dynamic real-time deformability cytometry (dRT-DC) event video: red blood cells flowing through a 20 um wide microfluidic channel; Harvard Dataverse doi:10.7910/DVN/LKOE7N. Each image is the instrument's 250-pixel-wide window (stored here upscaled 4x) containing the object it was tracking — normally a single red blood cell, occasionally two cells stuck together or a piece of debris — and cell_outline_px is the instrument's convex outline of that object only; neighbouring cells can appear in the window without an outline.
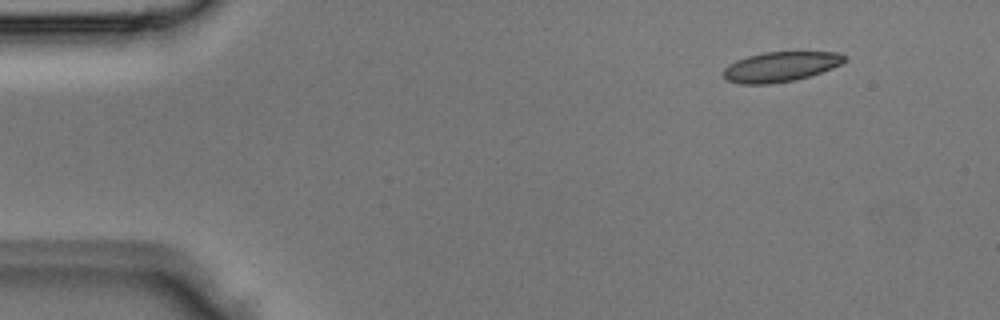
{"species": "Egyptian fruit bat (a non-hibernating species)", "species_latin": "Rousettus aegyptiacus", "temperature_condition": "room temperature", "stored_images_in_passage": 4, "camera_frame_rate_fps": 3000, "um_per_image_px": 0.085, "animal": {"sex": "male"}, "frame": {"image": 1, "passage_image": 4, "time_ms": 1.0, "image_size_px": [1000, 320], "cell_outline_px": [[848, 60], [832, 68], [796, 80], [768, 84], [740, 84], [728, 80], [724, 76], [724, 68], [728, 64], [736, 60], [748, 56], [764, 52], [840, 52], [848, 56]], "centroid_in_image_um": [66.37, 5.66], "position_along_channel_um": 18.6, "area_um2": 21.15}}